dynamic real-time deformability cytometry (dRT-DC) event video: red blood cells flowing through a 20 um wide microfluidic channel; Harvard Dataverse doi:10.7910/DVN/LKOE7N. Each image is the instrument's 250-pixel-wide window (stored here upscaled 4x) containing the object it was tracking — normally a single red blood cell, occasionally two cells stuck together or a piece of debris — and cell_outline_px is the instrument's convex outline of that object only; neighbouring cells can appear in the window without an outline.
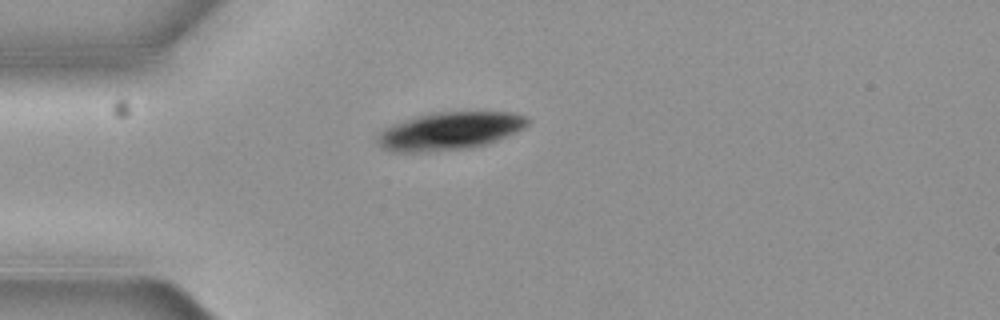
{"species": "common noctule bat (a hibernating species)", "species_latin": "Nyctalus noctula", "temperature_condition": "cold", "stored_images_in_passage": 3, "camera_frame_rate_fps": 3000, "um_per_image_px": 0.085, "animal": {"sex": "female", "body_mass_g": 19.3, "forearm_length_mm": 54.1}, "frame": {"image": 1, "passage_image": 3, "time_ms": 0.667, "image_size_px": [1000, 320], "cell_outline_px": [[528, 124], [524, 128], [516, 132], [496, 140], [484, 144], [460, 148], [416, 152], [392, 152], [384, 148], [376, 140], [376, 136], [384, 128], [392, 124], [416, 116], [432, 112], [512, 112], [528, 116]], "centroid_in_image_um": [38.2, 11.11], "position_along_channel_um": 46.8, "area_um2": 32.66}}